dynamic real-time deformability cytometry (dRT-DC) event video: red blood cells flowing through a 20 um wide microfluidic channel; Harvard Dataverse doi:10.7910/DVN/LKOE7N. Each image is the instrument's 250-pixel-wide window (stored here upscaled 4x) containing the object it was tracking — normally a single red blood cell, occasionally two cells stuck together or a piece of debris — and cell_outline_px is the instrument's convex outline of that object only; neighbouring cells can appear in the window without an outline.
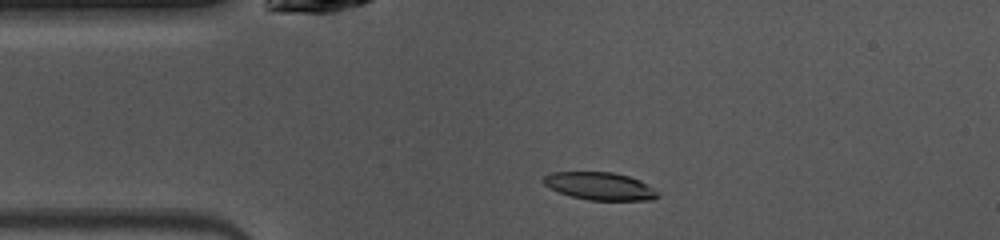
{"species": "common noctule bat (a hibernating species)", "species_latin": "Nyctalus noctula", "temperature_condition": "warm", "stored_images_in_passage": 40, "camera_frame_rate_fps": 3000, "um_per_image_px": 0.085, "animal": {"sex": "female", "body_mass_g": 10.0, "forearm_length_mm": 53.1}, "frame": {"image": 1, "passage_image": 1, "time_ms": 0.0, "image_size_px": [1000, 240], "cell_outline_px": [[660, 196], [652, 200], [588, 200], [572, 196], [560, 192], [544, 184], [540, 180], [544, 176], [552, 172], [612, 172], [628, 176], [640, 180], [660, 192]], "centroid_in_image_um": [51.02, 15.82], "position_along_channel_um": 34.0, "area_um2": 18.44}}
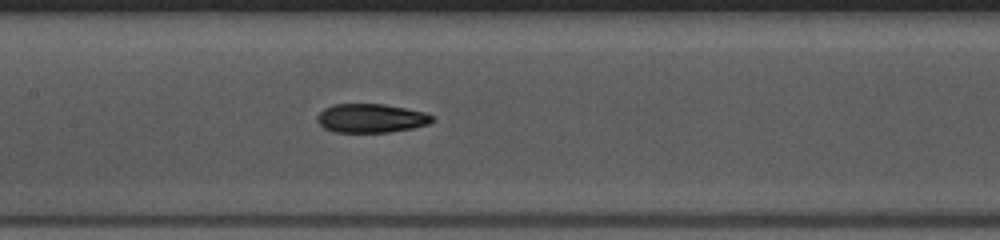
{"frame": {"image": 2, "passage_image": 13, "time_ms": 4.0, "image_size_px": [1000, 240], "cell_outline_px": [[436, 120], [428, 124], [412, 128], [388, 132], [336, 132], [324, 128], [316, 120], [316, 116], [324, 108], [332, 104], [384, 104], [424, 112], [432, 116]], "centroid_in_image_um": [31.52, 10.04], "position_along_channel_um": 175.9, "area_um2": 19.31}}
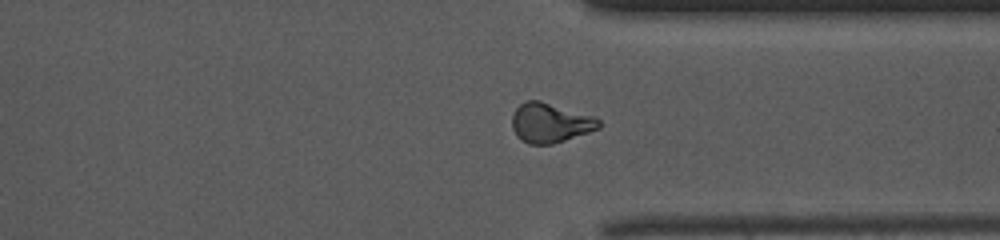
{"frame": {"image": 3, "passage_image": 27, "time_ms": 8.667, "image_size_px": [1000, 240], "cell_outline_px": [[600, 128], [552, 144], [528, 144], [520, 140], [516, 136], [512, 128], [512, 116], [516, 108], [520, 104], [528, 100], [540, 100], [596, 116], [600, 120]], "centroid_in_image_um": [46.76, 10.43], "position_along_channel_um": 364.6, "area_um2": 20.17}, "authors_computed_cell_mechanics": {"area_um2": 19.6231, "velocity_mm_per_s": 4.0663, "shape_relaxation_time_tau1_ms": 6.8406, "shape_relaxation_time_tau2_ms": 3.4622, "deformation_change_tau1": 0.1734, "deformation_change_tau2": 0.1077}}